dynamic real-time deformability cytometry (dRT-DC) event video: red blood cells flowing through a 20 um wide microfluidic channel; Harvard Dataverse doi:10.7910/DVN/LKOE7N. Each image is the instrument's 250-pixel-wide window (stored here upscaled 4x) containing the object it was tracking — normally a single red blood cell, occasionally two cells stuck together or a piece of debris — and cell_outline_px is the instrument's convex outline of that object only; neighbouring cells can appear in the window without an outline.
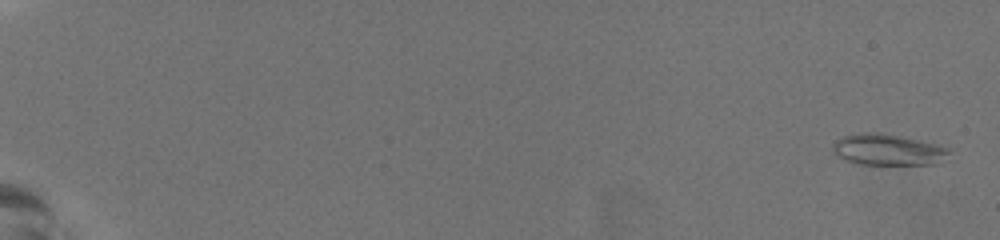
{"species": "common noctule bat (a hibernating species)", "species_latin": "Nyctalus noctula", "temperature_condition": "warm", "stored_images_in_passage": 59, "camera_frame_rate_fps": 3000, "um_per_image_px": 0.085, "animal": {"sex": "female", "body_mass_g": 19.5, "forearm_length_mm": 54.1}, "frame": {"image": 1, "passage_image": 2, "time_ms": 0.333, "image_size_px": [1000, 240], "cell_outline_px": [[948, 152], [932, 164], [864, 164], [844, 160], [836, 156], [832, 148], [832, 144], [836, 140], [844, 136], [860, 132], [872, 132], [900, 136], [920, 140], [936, 144], [948, 148]], "centroid_in_image_um": [75.35, 12.71], "position_along_channel_um": 9.6, "area_um2": 20.63}}
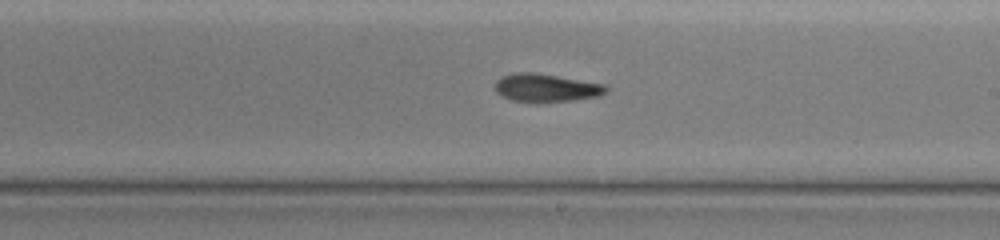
{"frame": {"image": 2, "passage_image": 38, "time_ms": 12.333, "image_size_px": [1000, 240], "cell_outline_px": [[608, 88], [604, 92], [596, 96], [572, 100], [512, 100], [496, 92], [496, 80], [500, 76], [516, 72], [532, 72], [604, 84]], "centroid_in_image_um": [46.38, 7.42], "position_along_channel_um": 242.6, "area_um2": 17.28}}
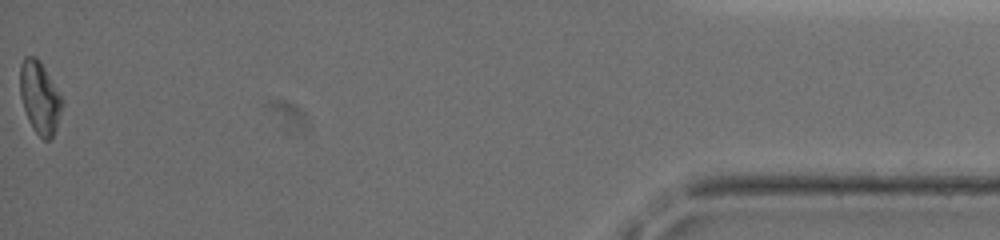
{"frame": {"image": 3, "passage_image": 59, "time_ms": 19.333, "image_size_px": [1000, 240], "cell_outline_px": [[64, 104], [56, 128], [52, 136], [48, 140], [44, 140], [32, 128], [28, 120], [20, 96], [20, 64], [24, 56], [36, 56], [40, 60], [64, 100]], "centroid_in_image_um": [3.38, 8.27], "position_along_channel_um": 431.8, "area_um2": 17.86}, "authors_computed_cell_mechanics": {"area_um2": 18.207, "velocity_mm_per_s": 3.822, "shape_relaxation_time_tau1_ms": null, "shape_relaxation_time_tau2_ms": 6.6408, "deformation_change_tau1": null, "deformation_change_tau2": 0.1778}}